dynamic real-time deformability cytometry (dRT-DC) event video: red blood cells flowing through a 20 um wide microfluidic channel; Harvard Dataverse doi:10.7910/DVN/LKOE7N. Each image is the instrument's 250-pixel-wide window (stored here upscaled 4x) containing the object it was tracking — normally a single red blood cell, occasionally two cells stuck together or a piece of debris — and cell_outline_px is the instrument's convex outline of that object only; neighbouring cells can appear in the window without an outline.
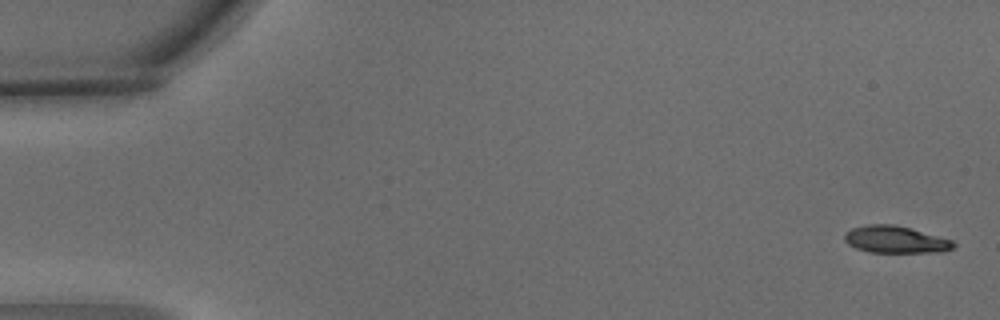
{"species": "common noctule bat (a hibernating species)", "species_latin": "Nyctalus noctula", "temperature_condition": "warm", "stored_images_in_passage": 5, "camera_frame_rate_fps": 3000, "um_per_image_px": 0.085, "animal": {"sex": "male", "body_mass_g": 15.6}, "frame": {"image": 1, "passage_image": 1, "time_ms": 0.0, "image_size_px": [1000, 320], "cell_outline_px": [[956, 244], [952, 248], [944, 252], [868, 252], [856, 248], [848, 244], [844, 240], [844, 232], [852, 228], [868, 224], [896, 224], [952, 240]], "centroid_in_image_um": [76.09, 20.36], "position_along_channel_um": 8.9, "area_um2": 17.22}}
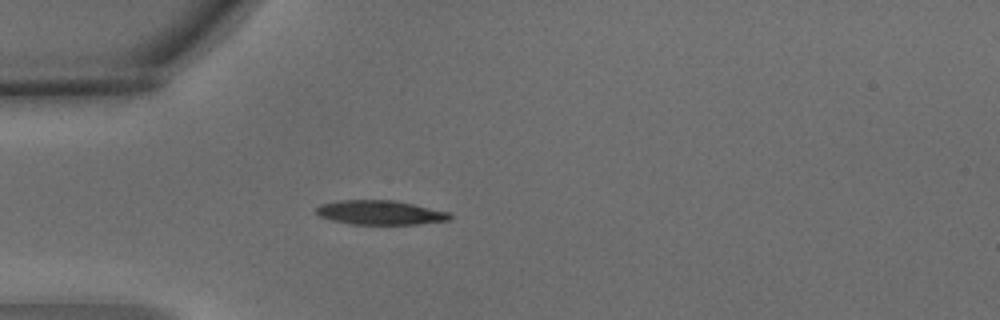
{"frame": {"image": 2, "passage_image": 5, "time_ms": 1.333, "image_size_px": [1000, 320], "cell_outline_px": [[452, 216], [448, 220], [416, 224], [352, 224], [332, 220], [320, 216], [316, 212], [316, 208], [320, 204], [336, 200], [396, 200], [452, 212]], "centroid_in_image_um": [32.34, 18.05], "position_along_channel_um": 52.7, "area_um2": 19.02}}